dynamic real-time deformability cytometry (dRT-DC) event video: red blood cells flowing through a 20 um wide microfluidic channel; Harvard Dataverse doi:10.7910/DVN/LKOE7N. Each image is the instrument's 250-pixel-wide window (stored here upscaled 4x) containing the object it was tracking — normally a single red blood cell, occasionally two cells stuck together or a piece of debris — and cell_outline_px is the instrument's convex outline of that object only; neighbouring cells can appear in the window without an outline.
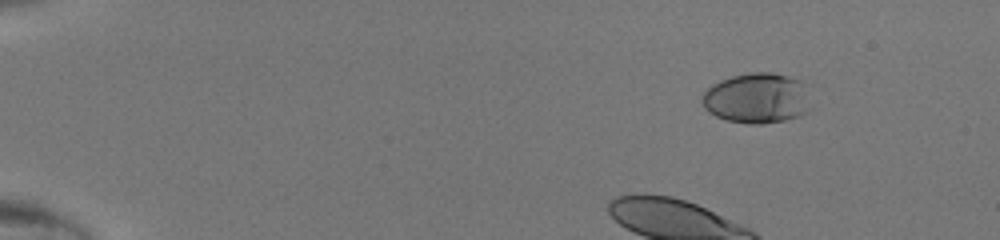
{"species": "human", "species_latin": "Homo sapiens", "temperature_condition": "room temperature", "stored_images_in_passage": 44, "camera_frame_rate_fps": 3000, "um_per_image_px": 0.085, "donor": {"sex": "male"}, "frame": {"image": 1, "passage_image": 7, "time_ms": 2.0, "image_size_px": [1000, 240], "cell_outline_px": [[808, 112], [800, 116], [784, 120], [760, 124], [748, 124], [728, 120], [716, 116], [708, 112], [704, 108], [700, 100], [704, 92], [712, 84], [720, 80], [732, 76], [748, 72], [772, 72], [804, 80]], "centroid_in_image_um": [64.3, 8.33], "position_along_channel_um": 20.7, "area_um2": 32.02}}